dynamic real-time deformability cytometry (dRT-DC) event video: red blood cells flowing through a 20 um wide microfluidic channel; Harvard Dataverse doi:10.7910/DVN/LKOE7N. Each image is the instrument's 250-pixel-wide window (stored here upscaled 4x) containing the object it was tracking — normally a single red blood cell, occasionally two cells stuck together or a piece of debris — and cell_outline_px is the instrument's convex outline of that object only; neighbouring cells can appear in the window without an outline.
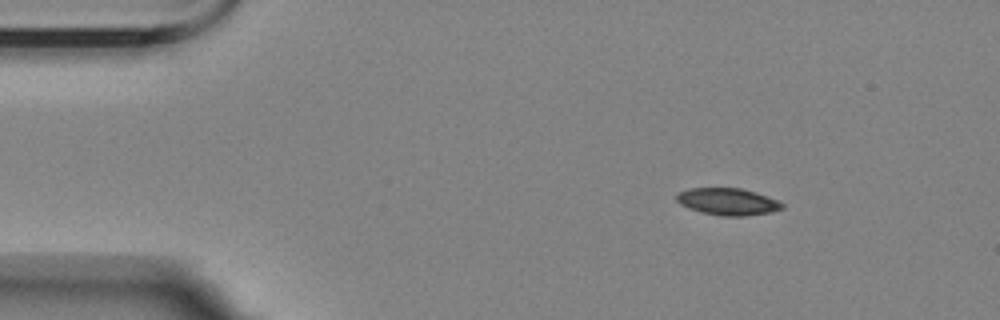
{"species": "Egyptian fruit bat (a non-hibernating species)", "species_latin": "Rousettus aegyptiacus", "temperature_condition": "room temperature", "stored_images_in_passage": 4, "camera_frame_rate_fps": 3000, "um_per_image_px": 0.085, "animal": {"sex": "female"}, "frame": {"image": 1, "passage_image": 2, "time_ms": 1.0, "image_size_px": [1000, 320], "cell_outline_px": [[784, 208], [772, 212], [744, 216], [720, 216], [700, 212], [688, 208], [680, 204], [676, 200], [676, 196], [680, 192], [688, 188], [740, 188], [756, 192], [776, 200], [784, 204]], "centroid_in_image_um": [61.85, 17.14], "position_along_channel_um": 23.2, "area_um2": 16.65}}